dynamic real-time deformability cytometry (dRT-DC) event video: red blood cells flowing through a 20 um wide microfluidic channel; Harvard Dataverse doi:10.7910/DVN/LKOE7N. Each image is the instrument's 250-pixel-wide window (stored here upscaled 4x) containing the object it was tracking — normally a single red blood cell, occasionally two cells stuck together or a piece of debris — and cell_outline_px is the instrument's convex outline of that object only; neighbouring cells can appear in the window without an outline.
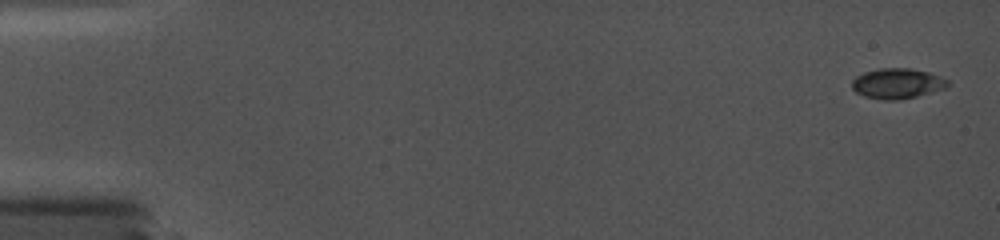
{"species": "common noctule bat (a hibernating species)", "species_latin": "Nyctalus noctula", "temperature_condition": "cold", "stored_images_in_passage": 17, "camera_frame_rate_fps": 5000, "um_per_image_px": 0.085, "animal": {"sex": "female", "body_mass_g": 19.0, "forearm_length_mm": 56.7}, "frame": {"image": 1, "passage_image": 1, "time_ms": 0.0, "image_size_px": [1000, 240], "cell_outline_px": [[948, 84], [944, 88], [916, 96], [896, 100], [884, 100], [864, 96], [856, 92], [852, 88], [852, 80], [856, 76], [864, 72], [880, 68], [908, 68], [928, 72], [948, 80]], "centroid_in_image_um": [76.22, 7.09], "position_along_channel_um": 8.8, "area_um2": 16.65}}
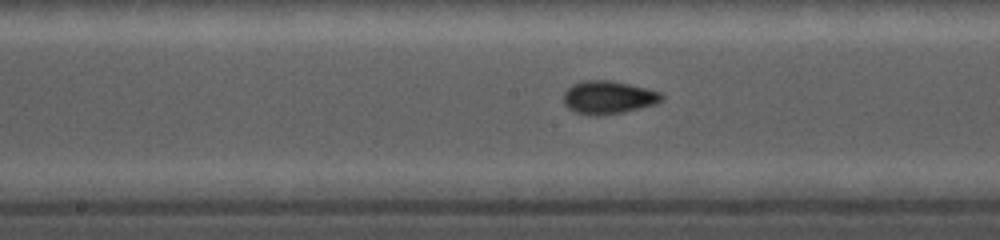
{"frame": {"image": 2, "passage_image": 11, "time_ms": 9.0, "image_size_px": [1000, 240], "cell_outline_px": [[664, 100], [656, 104], [624, 112], [604, 116], [592, 116], [576, 112], [568, 108], [564, 104], [564, 92], [572, 84], [580, 80], [608, 80], [628, 84], [660, 92], [664, 96]], "centroid_in_image_um": [51.7, 8.29], "position_along_channel_um": 196.5, "area_um2": 19.07}}
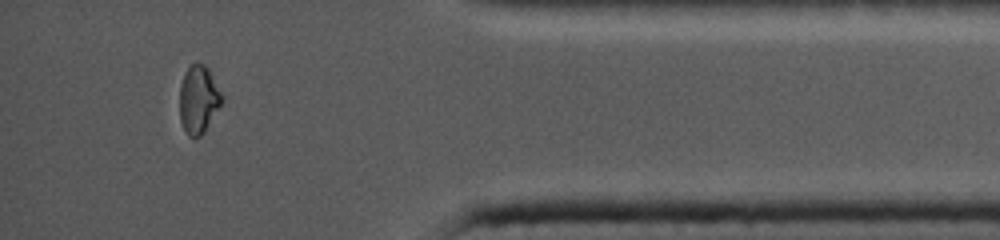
{"frame": {"image": 3, "passage_image": 17, "time_ms": 15.2, "image_size_px": [1000, 240], "cell_outline_px": [[224, 100], [204, 132], [200, 136], [188, 136], [180, 120], [180, 84], [184, 72], [196, 60], [204, 64], [208, 68]], "centroid_in_image_um": [16.86, 8.42], "position_along_channel_um": 418.3, "area_um2": 16.65}}